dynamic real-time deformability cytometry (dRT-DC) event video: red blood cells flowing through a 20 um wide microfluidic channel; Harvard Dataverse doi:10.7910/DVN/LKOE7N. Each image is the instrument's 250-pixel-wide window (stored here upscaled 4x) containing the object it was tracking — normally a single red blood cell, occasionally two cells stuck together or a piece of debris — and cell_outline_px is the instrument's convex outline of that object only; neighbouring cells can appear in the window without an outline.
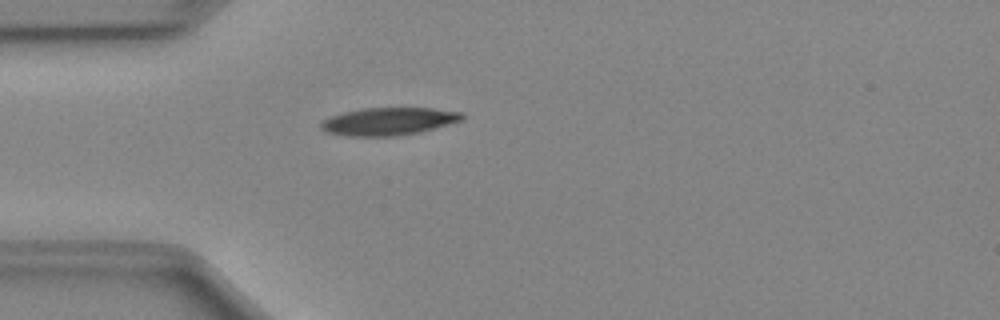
{"species": "Egyptian fruit bat (a non-hibernating species)", "species_latin": "Rousettus aegyptiacus", "temperature_condition": "cold", "stored_images_in_passage": 37, "camera_frame_rate_fps": 3000, "um_per_image_px": 0.085, "animal": {"sex": "female"}, "frame": {"image": 1, "passage_image": 1, "time_ms": 0.0, "image_size_px": [1000, 320], "cell_outline_px": [[464, 120], [416, 132], [396, 136], [344, 136], [328, 132], [320, 128], [320, 124], [328, 116], [344, 112], [364, 108], [432, 108], [464, 112]], "centroid_in_image_um": [33.02, 10.31], "position_along_channel_um": 52.0, "area_um2": 22.66}}
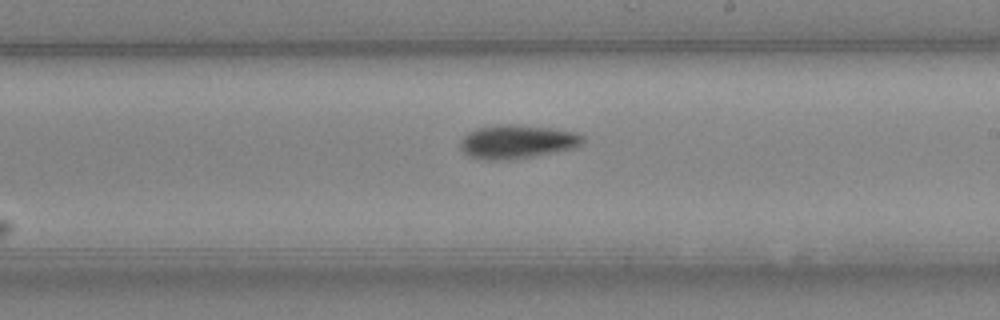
{"frame": {"image": 2, "passage_image": 16, "time_ms": 5.0, "image_size_px": [1000, 320], "cell_outline_px": [[584, 144], [576, 148], [532, 156], [504, 160], [484, 160], [472, 156], [464, 152], [460, 148], [460, 140], [468, 132], [476, 128], [496, 124], [508, 124], [548, 128], [572, 132], [584, 136]], "centroid_in_image_um": [43.94, 12.04], "position_along_channel_um": 245.1, "area_um2": 23.87}}
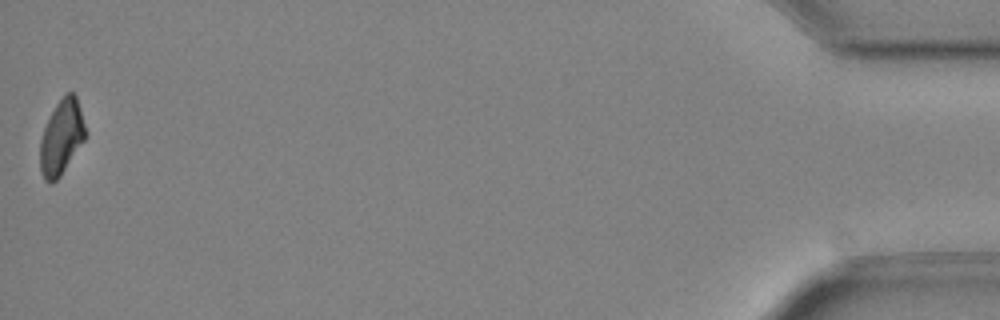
{"frame": {"image": 3, "passage_image": 37, "time_ms": 12.0, "image_size_px": [1000, 320], "cell_outline_px": [[88, 132], [84, 140], [60, 176], [52, 184], [44, 180], [40, 172], [40, 140], [44, 128], [56, 104], [68, 92], [72, 92], [76, 96]], "centroid_in_image_um": [5.23, 11.69], "position_along_channel_um": 430.0, "area_um2": 19.65}, "authors_computed_cell_mechanics": {"area_um2": 22.3108, "velocity_mm_per_s": 4.0359, "shape_relaxation_time_tau1_ms": 2.6104, "shape_relaxation_time_tau2_ms": null, "deformation_change_tau1": 0.1315, "deformation_change_tau2": null}}